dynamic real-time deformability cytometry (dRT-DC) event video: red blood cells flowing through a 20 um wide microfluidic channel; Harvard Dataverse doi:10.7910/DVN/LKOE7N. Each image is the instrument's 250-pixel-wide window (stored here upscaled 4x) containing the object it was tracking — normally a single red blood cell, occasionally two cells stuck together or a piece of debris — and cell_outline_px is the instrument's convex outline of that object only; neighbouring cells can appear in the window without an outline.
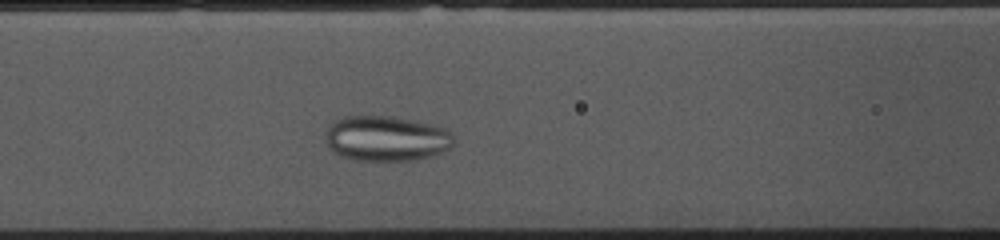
{"species": "common noctule bat (a hibernating species)", "species_latin": "Nyctalus noctula", "temperature_condition": "cold", "stored_images_in_passage": 37, "camera_frame_rate_fps": 3000, "um_per_image_px": 0.085, "animal": {"sex": "female", "body_mass_g": 10.0, "forearm_length_mm": 53.1}, "frame": {"image": 1, "passage_image": 15, "time_ms": 4.667, "image_size_px": [1000, 240], "cell_outline_px": [[456, 144], [452, 148], [444, 152], [432, 156], [416, 160], [352, 160], [336, 152], [328, 144], [328, 128], [332, 120], [344, 116], [392, 116], [416, 120], [448, 128], [452, 132]], "centroid_in_image_um": [32.95, 11.76], "position_along_channel_um": 133.6, "area_um2": 34.16}}
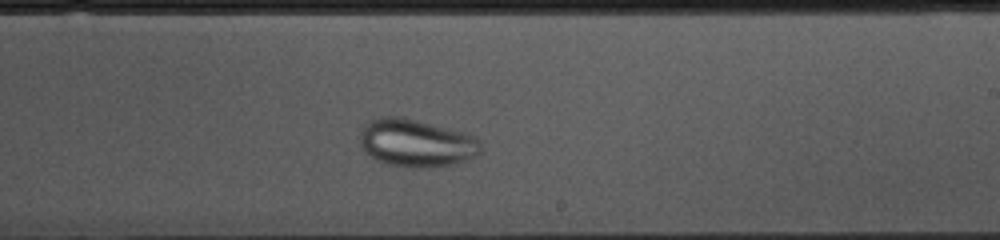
{"frame": {"image": 2, "passage_image": 25, "time_ms": 8.0, "image_size_px": [1000, 240], "cell_outline_px": [[480, 152], [476, 156], [452, 164], [432, 168], [392, 164], [376, 160], [360, 144], [360, 132], [364, 124], [372, 116], [400, 116], [464, 132], [476, 136], [480, 140]], "centroid_in_image_um": [35.37, 12.11], "position_along_channel_um": 253.6, "area_um2": 33.41}}
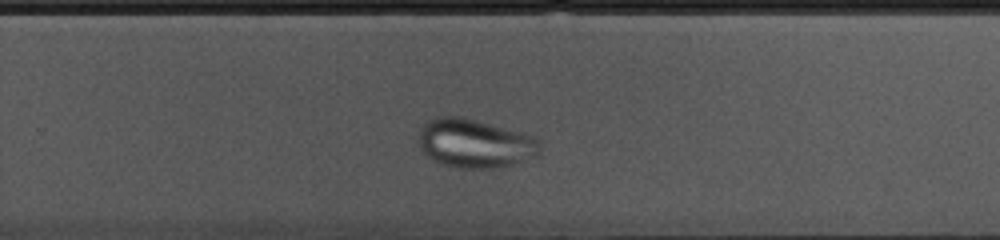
{"frame": {"image": 3, "passage_image": 28, "time_ms": 9.0, "image_size_px": [1000, 240], "cell_outline_px": [[540, 152], [536, 156], [512, 164], [496, 168], [460, 168], [444, 164], [432, 160], [420, 148], [420, 128], [428, 120], [436, 116], [460, 116], [476, 120], [536, 136], [540, 140]], "centroid_in_image_um": [40.38, 12.18], "position_along_channel_um": 289.4, "area_um2": 34.45}}